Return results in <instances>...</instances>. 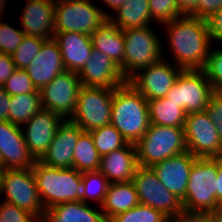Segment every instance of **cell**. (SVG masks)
I'll list each match as a JSON object with an SVG mask.
<instances>
[{
  "instance_id": "1",
  "label": "cell",
  "mask_w": 222,
  "mask_h": 222,
  "mask_svg": "<svg viewBox=\"0 0 222 222\" xmlns=\"http://www.w3.org/2000/svg\"><path fill=\"white\" fill-rule=\"evenodd\" d=\"M177 67L182 70H203L213 44L208 22L191 15H182L161 24Z\"/></svg>"
},
{
  "instance_id": "2",
  "label": "cell",
  "mask_w": 222,
  "mask_h": 222,
  "mask_svg": "<svg viewBox=\"0 0 222 222\" xmlns=\"http://www.w3.org/2000/svg\"><path fill=\"white\" fill-rule=\"evenodd\" d=\"M110 123L132 144L149 128L148 101L128 81L114 89Z\"/></svg>"
},
{
  "instance_id": "3",
  "label": "cell",
  "mask_w": 222,
  "mask_h": 222,
  "mask_svg": "<svg viewBox=\"0 0 222 222\" xmlns=\"http://www.w3.org/2000/svg\"><path fill=\"white\" fill-rule=\"evenodd\" d=\"M39 197L44 208L82 201V173L72 168H56L39 162L32 167Z\"/></svg>"
},
{
  "instance_id": "4",
  "label": "cell",
  "mask_w": 222,
  "mask_h": 222,
  "mask_svg": "<svg viewBox=\"0 0 222 222\" xmlns=\"http://www.w3.org/2000/svg\"><path fill=\"white\" fill-rule=\"evenodd\" d=\"M217 172L218 158H196L190 169L185 197L181 200L184 210L210 213L219 206Z\"/></svg>"
},
{
  "instance_id": "5",
  "label": "cell",
  "mask_w": 222,
  "mask_h": 222,
  "mask_svg": "<svg viewBox=\"0 0 222 222\" xmlns=\"http://www.w3.org/2000/svg\"><path fill=\"white\" fill-rule=\"evenodd\" d=\"M124 62L119 69L128 81L139 70L156 64L164 58V47L150 26L123 30Z\"/></svg>"
},
{
  "instance_id": "6",
  "label": "cell",
  "mask_w": 222,
  "mask_h": 222,
  "mask_svg": "<svg viewBox=\"0 0 222 222\" xmlns=\"http://www.w3.org/2000/svg\"><path fill=\"white\" fill-rule=\"evenodd\" d=\"M138 164L152 167L167 158L187 151L184 128L150 124L136 143Z\"/></svg>"
},
{
  "instance_id": "7",
  "label": "cell",
  "mask_w": 222,
  "mask_h": 222,
  "mask_svg": "<svg viewBox=\"0 0 222 222\" xmlns=\"http://www.w3.org/2000/svg\"><path fill=\"white\" fill-rule=\"evenodd\" d=\"M91 0H56L55 32H79L91 35L108 20V13Z\"/></svg>"
},
{
  "instance_id": "8",
  "label": "cell",
  "mask_w": 222,
  "mask_h": 222,
  "mask_svg": "<svg viewBox=\"0 0 222 222\" xmlns=\"http://www.w3.org/2000/svg\"><path fill=\"white\" fill-rule=\"evenodd\" d=\"M114 89L81 86L77 105L70 121L83 131H91L111 122Z\"/></svg>"
},
{
  "instance_id": "9",
  "label": "cell",
  "mask_w": 222,
  "mask_h": 222,
  "mask_svg": "<svg viewBox=\"0 0 222 222\" xmlns=\"http://www.w3.org/2000/svg\"><path fill=\"white\" fill-rule=\"evenodd\" d=\"M213 93L203 70H182L165 97L191 114L205 111Z\"/></svg>"
},
{
  "instance_id": "10",
  "label": "cell",
  "mask_w": 222,
  "mask_h": 222,
  "mask_svg": "<svg viewBox=\"0 0 222 222\" xmlns=\"http://www.w3.org/2000/svg\"><path fill=\"white\" fill-rule=\"evenodd\" d=\"M1 194H5L3 201L29 211L38 220L42 218L44 207L32 168L5 169Z\"/></svg>"
},
{
  "instance_id": "11",
  "label": "cell",
  "mask_w": 222,
  "mask_h": 222,
  "mask_svg": "<svg viewBox=\"0 0 222 222\" xmlns=\"http://www.w3.org/2000/svg\"><path fill=\"white\" fill-rule=\"evenodd\" d=\"M139 203L159 210L169 219L183 210L181 199L160 183L151 167L139 166L132 179Z\"/></svg>"
},
{
  "instance_id": "12",
  "label": "cell",
  "mask_w": 222,
  "mask_h": 222,
  "mask_svg": "<svg viewBox=\"0 0 222 222\" xmlns=\"http://www.w3.org/2000/svg\"><path fill=\"white\" fill-rule=\"evenodd\" d=\"M184 134L187 151L197 158L222 156V140L205 111L186 115Z\"/></svg>"
},
{
  "instance_id": "13",
  "label": "cell",
  "mask_w": 222,
  "mask_h": 222,
  "mask_svg": "<svg viewBox=\"0 0 222 222\" xmlns=\"http://www.w3.org/2000/svg\"><path fill=\"white\" fill-rule=\"evenodd\" d=\"M81 86L78 74L65 70L40 90L42 108L70 119Z\"/></svg>"
},
{
  "instance_id": "14",
  "label": "cell",
  "mask_w": 222,
  "mask_h": 222,
  "mask_svg": "<svg viewBox=\"0 0 222 222\" xmlns=\"http://www.w3.org/2000/svg\"><path fill=\"white\" fill-rule=\"evenodd\" d=\"M175 64L168 63L166 57L156 64L135 73L128 82L132 84L149 101L165 97L182 71Z\"/></svg>"
},
{
  "instance_id": "15",
  "label": "cell",
  "mask_w": 222,
  "mask_h": 222,
  "mask_svg": "<svg viewBox=\"0 0 222 222\" xmlns=\"http://www.w3.org/2000/svg\"><path fill=\"white\" fill-rule=\"evenodd\" d=\"M65 119L47 109L41 108L23 126L27 148L36 160H39L52 142L58 127Z\"/></svg>"
},
{
  "instance_id": "16",
  "label": "cell",
  "mask_w": 222,
  "mask_h": 222,
  "mask_svg": "<svg viewBox=\"0 0 222 222\" xmlns=\"http://www.w3.org/2000/svg\"><path fill=\"white\" fill-rule=\"evenodd\" d=\"M0 152L4 169L32 168L37 161L24 140L20 126L0 121Z\"/></svg>"
},
{
  "instance_id": "17",
  "label": "cell",
  "mask_w": 222,
  "mask_h": 222,
  "mask_svg": "<svg viewBox=\"0 0 222 222\" xmlns=\"http://www.w3.org/2000/svg\"><path fill=\"white\" fill-rule=\"evenodd\" d=\"M82 86L115 89L127 80L119 67L105 54L92 49L85 66L77 73Z\"/></svg>"
},
{
  "instance_id": "18",
  "label": "cell",
  "mask_w": 222,
  "mask_h": 222,
  "mask_svg": "<svg viewBox=\"0 0 222 222\" xmlns=\"http://www.w3.org/2000/svg\"><path fill=\"white\" fill-rule=\"evenodd\" d=\"M82 132L77 124L65 119L58 127L49 148L38 161L56 168H72L74 148Z\"/></svg>"
},
{
  "instance_id": "19",
  "label": "cell",
  "mask_w": 222,
  "mask_h": 222,
  "mask_svg": "<svg viewBox=\"0 0 222 222\" xmlns=\"http://www.w3.org/2000/svg\"><path fill=\"white\" fill-rule=\"evenodd\" d=\"M196 156L186 151L154 164L151 168L168 191L183 199L189 182V173Z\"/></svg>"
},
{
  "instance_id": "20",
  "label": "cell",
  "mask_w": 222,
  "mask_h": 222,
  "mask_svg": "<svg viewBox=\"0 0 222 222\" xmlns=\"http://www.w3.org/2000/svg\"><path fill=\"white\" fill-rule=\"evenodd\" d=\"M56 0H26L21 16V29L26 36L52 39L55 29Z\"/></svg>"
},
{
  "instance_id": "21",
  "label": "cell",
  "mask_w": 222,
  "mask_h": 222,
  "mask_svg": "<svg viewBox=\"0 0 222 222\" xmlns=\"http://www.w3.org/2000/svg\"><path fill=\"white\" fill-rule=\"evenodd\" d=\"M24 70L31 78L37 90H41L57 75L65 71L61 51L54 38L43 42L40 52Z\"/></svg>"
},
{
  "instance_id": "22",
  "label": "cell",
  "mask_w": 222,
  "mask_h": 222,
  "mask_svg": "<svg viewBox=\"0 0 222 222\" xmlns=\"http://www.w3.org/2000/svg\"><path fill=\"white\" fill-rule=\"evenodd\" d=\"M54 40L61 51L65 70L78 73L91 56V36L79 32H54Z\"/></svg>"
},
{
  "instance_id": "23",
  "label": "cell",
  "mask_w": 222,
  "mask_h": 222,
  "mask_svg": "<svg viewBox=\"0 0 222 222\" xmlns=\"http://www.w3.org/2000/svg\"><path fill=\"white\" fill-rule=\"evenodd\" d=\"M138 167L136 144L127 143L124 147L101 156L98 171L109 183L129 182Z\"/></svg>"
},
{
  "instance_id": "24",
  "label": "cell",
  "mask_w": 222,
  "mask_h": 222,
  "mask_svg": "<svg viewBox=\"0 0 222 222\" xmlns=\"http://www.w3.org/2000/svg\"><path fill=\"white\" fill-rule=\"evenodd\" d=\"M83 201H72L44 208L40 222H107L103 212Z\"/></svg>"
},
{
  "instance_id": "25",
  "label": "cell",
  "mask_w": 222,
  "mask_h": 222,
  "mask_svg": "<svg viewBox=\"0 0 222 222\" xmlns=\"http://www.w3.org/2000/svg\"><path fill=\"white\" fill-rule=\"evenodd\" d=\"M139 204L133 181L109 183L104 202L100 208L109 222L114 216L124 213Z\"/></svg>"
},
{
  "instance_id": "26",
  "label": "cell",
  "mask_w": 222,
  "mask_h": 222,
  "mask_svg": "<svg viewBox=\"0 0 222 222\" xmlns=\"http://www.w3.org/2000/svg\"><path fill=\"white\" fill-rule=\"evenodd\" d=\"M93 48L107 55L118 67L124 62L125 43L123 30L109 19L100 25L91 35Z\"/></svg>"
},
{
  "instance_id": "27",
  "label": "cell",
  "mask_w": 222,
  "mask_h": 222,
  "mask_svg": "<svg viewBox=\"0 0 222 222\" xmlns=\"http://www.w3.org/2000/svg\"><path fill=\"white\" fill-rule=\"evenodd\" d=\"M115 12L117 17L110 14L108 19L121 30L148 27L153 20L149 0H125Z\"/></svg>"
},
{
  "instance_id": "28",
  "label": "cell",
  "mask_w": 222,
  "mask_h": 222,
  "mask_svg": "<svg viewBox=\"0 0 222 222\" xmlns=\"http://www.w3.org/2000/svg\"><path fill=\"white\" fill-rule=\"evenodd\" d=\"M150 124L170 127H185L186 112L166 97L148 101Z\"/></svg>"
},
{
  "instance_id": "29",
  "label": "cell",
  "mask_w": 222,
  "mask_h": 222,
  "mask_svg": "<svg viewBox=\"0 0 222 222\" xmlns=\"http://www.w3.org/2000/svg\"><path fill=\"white\" fill-rule=\"evenodd\" d=\"M101 155L94 146L93 138L89 131L79 135L73 153V168L80 173L98 171Z\"/></svg>"
},
{
  "instance_id": "30",
  "label": "cell",
  "mask_w": 222,
  "mask_h": 222,
  "mask_svg": "<svg viewBox=\"0 0 222 222\" xmlns=\"http://www.w3.org/2000/svg\"><path fill=\"white\" fill-rule=\"evenodd\" d=\"M8 121L14 125L22 127L41 108L40 93H27L10 96Z\"/></svg>"
},
{
  "instance_id": "31",
  "label": "cell",
  "mask_w": 222,
  "mask_h": 222,
  "mask_svg": "<svg viewBox=\"0 0 222 222\" xmlns=\"http://www.w3.org/2000/svg\"><path fill=\"white\" fill-rule=\"evenodd\" d=\"M89 132L93 138L94 146L101 156L122 148L128 143L111 123Z\"/></svg>"
},
{
  "instance_id": "32",
  "label": "cell",
  "mask_w": 222,
  "mask_h": 222,
  "mask_svg": "<svg viewBox=\"0 0 222 222\" xmlns=\"http://www.w3.org/2000/svg\"><path fill=\"white\" fill-rule=\"evenodd\" d=\"M109 182L99 171L82 173V201L89 203L91 198L101 206L104 202Z\"/></svg>"
},
{
  "instance_id": "33",
  "label": "cell",
  "mask_w": 222,
  "mask_h": 222,
  "mask_svg": "<svg viewBox=\"0 0 222 222\" xmlns=\"http://www.w3.org/2000/svg\"><path fill=\"white\" fill-rule=\"evenodd\" d=\"M169 220L159 210L139 203L132 209L114 216L109 222H169Z\"/></svg>"
},
{
  "instance_id": "34",
  "label": "cell",
  "mask_w": 222,
  "mask_h": 222,
  "mask_svg": "<svg viewBox=\"0 0 222 222\" xmlns=\"http://www.w3.org/2000/svg\"><path fill=\"white\" fill-rule=\"evenodd\" d=\"M45 39L24 36L21 44L11 55L17 69H26L34 57L40 52Z\"/></svg>"
},
{
  "instance_id": "35",
  "label": "cell",
  "mask_w": 222,
  "mask_h": 222,
  "mask_svg": "<svg viewBox=\"0 0 222 222\" xmlns=\"http://www.w3.org/2000/svg\"><path fill=\"white\" fill-rule=\"evenodd\" d=\"M4 90L10 95L27 93H40L34 86L31 78L24 69H16L3 85Z\"/></svg>"
},
{
  "instance_id": "36",
  "label": "cell",
  "mask_w": 222,
  "mask_h": 222,
  "mask_svg": "<svg viewBox=\"0 0 222 222\" xmlns=\"http://www.w3.org/2000/svg\"><path fill=\"white\" fill-rule=\"evenodd\" d=\"M149 9L154 22L163 24L181 17L176 0H149Z\"/></svg>"
},
{
  "instance_id": "37",
  "label": "cell",
  "mask_w": 222,
  "mask_h": 222,
  "mask_svg": "<svg viewBox=\"0 0 222 222\" xmlns=\"http://www.w3.org/2000/svg\"><path fill=\"white\" fill-rule=\"evenodd\" d=\"M211 48L203 71L206 73L214 92L222 88V47Z\"/></svg>"
},
{
  "instance_id": "38",
  "label": "cell",
  "mask_w": 222,
  "mask_h": 222,
  "mask_svg": "<svg viewBox=\"0 0 222 222\" xmlns=\"http://www.w3.org/2000/svg\"><path fill=\"white\" fill-rule=\"evenodd\" d=\"M25 33L23 30L16 29L8 23L1 22L0 18V49L2 53L12 55L21 44Z\"/></svg>"
},
{
  "instance_id": "39",
  "label": "cell",
  "mask_w": 222,
  "mask_h": 222,
  "mask_svg": "<svg viewBox=\"0 0 222 222\" xmlns=\"http://www.w3.org/2000/svg\"><path fill=\"white\" fill-rule=\"evenodd\" d=\"M29 211L6 201L0 202V222H38Z\"/></svg>"
},
{
  "instance_id": "40",
  "label": "cell",
  "mask_w": 222,
  "mask_h": 222,
  "mask_svg": "<svg viewBox=\"0 0 222 222\" xmlns=\"http://www.w3.org/2000/svg\"><path fill=\"white\" fill-rule=\"evenodd\" d=\"M205 112L209 119L216 125L218 134L222 140V97L214 92L208 102Z\"/></svg>"
},
{
  "instance_id": "41",
  "label": "cell",
  "mask_w": 222,
  "mask_h": 222,
  "mask_svg": "<svg viewBox=\"0 0 222 222\" xmlns=\"http://www.w3.org/2000/svg\"><path fill=\"white\" fill-rule=\"evenodd\" d=\"M221 8L222 0H198L197 9L191 14V16L208 20Z\"/></svg>"
},
{
  "instance_id": "42",
  "label": "cell",
  "mask_w": 222,
  "mask_h": 222,
  "mask_svg": "<svg viewBox=\"0 0 222 222\" xmlns=\"http://www.w3.org/2000/svg\"><path fill=\"white\" fill-rule=\"evenodd\" d=\"M169 222H214L209 212L182 210Z\"/></svg>"
},
{
  "instance_id": "43",
  "label": "cell",
  "mask_w": 222,
  "mask_h": 222,
  "mask_svg": "<svg viewBox=\"0 0 222 222\" xmlns=\"http://www.w3.org/2000/svg\"><path fill=\"white\" fill-rule=\"evenodd\" d=\"M211 41L222 43V8L214 13L208 20Z\"/></svg>"
},
{
  "instance_id": "44",
  "label": "cell",
  "mask_w": 222,
  "mask_h": 222,
  "mask_svg": "<svg viewBox=\"0 0 222 222\" xmlns=\"http://www.w3.org/2000/svg\"><path fill=\"white\" fill-rule=\"evenodd\" d=\"M17 67L12 61L11 55L0 54V86H3L7 79L15 72Z\"/></svg>"
},
{
  "instance_id": "45",
  "label": "cell",
  "mask_w": 222,
  "mask_h": 222,
  "mask_svg": "<svg viewBox=\"0 0 222 222\" xmlns=\"http://www.w3.org/2000/svg\"><path fill=\"white\" fill-rule=\"evenodd\" d=\"M10 95L0 86V121H8L9 118Z\"/></svg>"
},
{
  "instance_id": "46",
  "label": "cell",
  "mask_w": 222,
  "mask_h": 222,
  "mask_svg": "<svg viewBox=\"0 0 222 222\" xmlns=\"http://www.w3.org/2000/svg\"><path fill=\"white\" fill-rule=\"evenodd\" d=\"M176 2L182 15H191L197 9L198 0H176Z\"/></svg>"
},
{
  "instance_id": "47",
  "label": "cell",
  "mask_w": 222,
  "mask_h": 222,
  "mask_svg": "<svg viewBox=\"0 0 222 222\" xmlns=\"http://www.w3.org/2000/svg\"><path fill=\"white\" fill-rule=\"evenodd\" d=\"M216 199L219 204L222 203V156L218 157Z\"/></svg>"
},
{
  "instance_id": "48",
  "label": "cell",
  "mask_w": 222,
  "mask_h": 222,
  "mask_svg": "<svg viewBox=\"0 0 222 222\" xmlns=\"http://www.w3.org/2000/svg\"><path fill=\"white\" fill-rule=\"evenodd\" d=\"M105 5H107L113 12L122 5L125 0H102Z\"/></svg>"
},
{
  "instance_id": "49",
  "label": "cell",
  "mask_w": 222,
  "mask_h": 222,
  "mask_svg": "<svg viewBox=\"0 0 222 222\" xmlns=\"http://www.w3.org/2000/svg\"><path fill=\"white\" fill-rule=\"evenodd\" d=\"M214 222H222V203L212 212H210Z\"/></svg>"
},
{
  "instance_id": "50",
  "label": "cell",
  "mask_w": 222,
  "mask_h": 222,
  "mask_svg": "<svg viewBox=\"0 0 222 222\" xmlns=\"http://www.w3.org/2000/svg\"><path fill=\"white\" fill-rule=\"evenodd\" d=\"M8 0H0V18H2L3 13L5 12L6 3Z\"/></svg>"
},
{
  "instance_id": "51",
  "label": "cell",
  "mask_w": 222,
  "mask_h": 222,
  "mask_svg": "<svg viewBox=\"0 0 222 222\" xmlns=\"http://www.w3.org/2000/svg\"><path fill=\"white\" fill-rule=\"evenodd\" d=\"M5 169L4 168H0V196L2 193V185H3V174H4Z\"/></svg>"
},
{
  "instance_id": "52",
  "label": "cell",
  "mask_w": 222,
  "mask_h": 222,
  "mask_svg": "<svg viewBox=\"0 0 222 222\" xmlns=\"http://www.w3.org/2000/svg\"><path fill=\"white\" fill-rule=\"evenodd\" d=\"M0 168H4L1 152H0Z\"/></svg>"
},
{
  "instance_id": "53",
  "label": "cell",
  "mask_w": 222,
  "mask_h": 222,
  "mask_svg": "<svg viewBox=\"0 0 222 222\" xmlns=\"http://www.w3.org/2000/svg\"><path fill=\"white\" fill-rule=\"evenodd\" d=\"M217 93L222 97V88Z\"/></svg>"
}]
</instances>
